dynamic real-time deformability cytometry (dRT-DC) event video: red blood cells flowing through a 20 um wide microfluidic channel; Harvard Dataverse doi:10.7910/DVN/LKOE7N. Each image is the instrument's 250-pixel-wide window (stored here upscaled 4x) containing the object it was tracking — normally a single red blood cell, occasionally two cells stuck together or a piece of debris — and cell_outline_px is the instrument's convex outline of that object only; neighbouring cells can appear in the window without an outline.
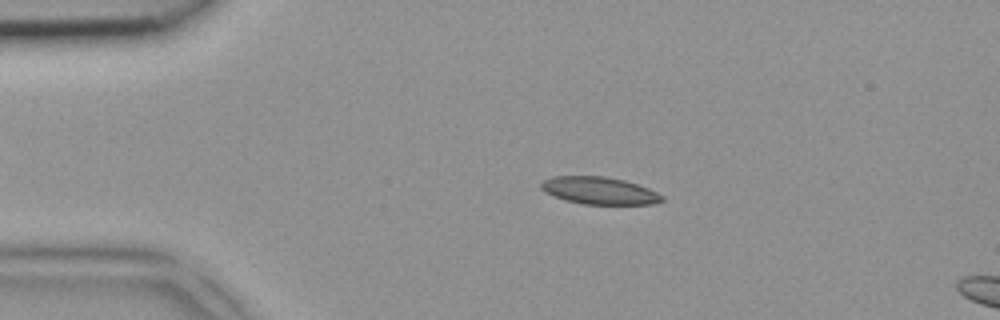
{"species": "common noctule bat (a hibernating species)", "species_latin": "Nyctalus noctula", "temperature_condition": "room temperature", "stored_images_in_passage": 3, "segment_of_instrument_passage": [1, 2], "camera_frame_rate_fps": 3000, "um_per_image_px": 0.085, "animal": {"sex": "female", "body_mass_g": 18.4}, "frame": {"image": 1, "passage_image": 1, "time_ms": 0.0, "image_size_px": [1000, 320], "cell_outline_px": [[664, 200], [652, 204], [584, 204], [568, 200], [544, 192], [540, 188], [540, 184], [544, 180], [552, 176], [604, 176], [624, 180], [648, 188], [664, 196]], "centroid_in_image_um": [50.94, 16.19], "position_along_channel_um": 34.1, "area_um2": 19.07}}